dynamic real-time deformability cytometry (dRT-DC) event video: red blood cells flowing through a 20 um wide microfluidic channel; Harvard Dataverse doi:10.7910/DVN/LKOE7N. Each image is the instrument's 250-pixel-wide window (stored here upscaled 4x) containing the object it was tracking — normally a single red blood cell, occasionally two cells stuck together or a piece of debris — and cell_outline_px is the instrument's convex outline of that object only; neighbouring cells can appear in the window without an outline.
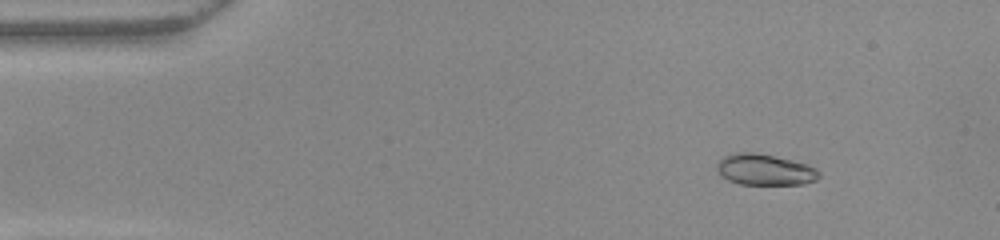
{"species": "common noctule bat (a hibernating species)", "species_latin": "Nyctalus noctula", "temperature_condition": "warm", "stored_images_in_passage": 52, "camera_frame_rate_fps": 3000, "um_per_image_px": 0.085, "animal": {"sex": "female", "body_mass_g": 22.0, "forearm_length_mm": 56.7}, "frame": {"image": 1, "passage_image": 7, "time_ms": 2.0, "image_size_px": [1000, 240], "cell_outline_px": [[820, 176], [816, 180], [804, 184], [740, 184], [728, 180], [720, 176], [716, 168], [716, 164], [724, 156], [736, 152], [756, 152], [808, 164], [816, 168], [820, 172]], "centroid_in_image_um": [65.0, 14.42], "position_along_channel_um": 20.0, "area_um2": 18.61}}
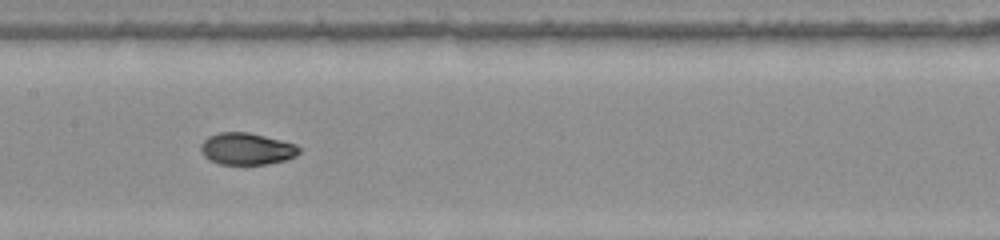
{"frame": {"image": 2, "passage_image": 26, "time_ms": 8.333, "image_size_px": [1000, 240], "cell_outline_px": [[300, 152], [296, 156], [288, 160], [268, 164], [220, 164], [208, 160], [200, 152], [200, 144], [208, 136], [220, 132], [248, 132], [296, 144], [300, 148]], "centroid_in_image_um": [20.96, 12.66], "position_along_channel_um": 186.4, "area_um2": 18.44}}
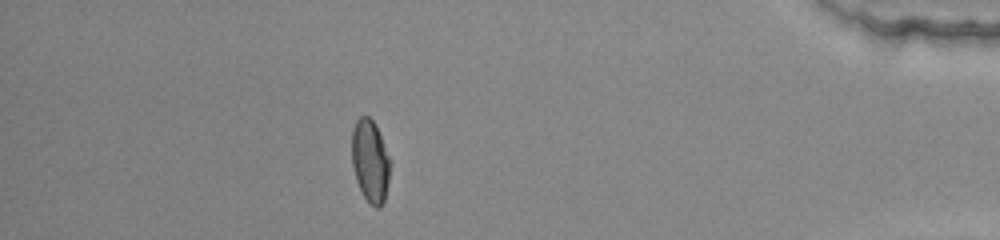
{"frame": {"image": 3, "passage_image": 46, "time_ms": 15.0, "image_size_px": [1000, 240], "cell_outline_px": [[388, 180], [384, 200], [380, 208], [376, 208], [364, 196], [356, 180], [352, 164], [352, 128], [356, 120], [360, 116], [368, 116], [376, 124], [388, 156]], "centroid_in_image_um": [31.43, 13.65], "position_along_channel_um": 403.8, "area_um2": 17.98}, "authors_computed_cell_mechanics": {"area_um2": 18.7272, "velocity_mm_per_s": 3.9835, "shape_relaxation_time_tau1_ms": 6.2082, "shape_relaxation_time_tau2_ms": 1.197, "deformation_change_tau1": 0.2259, "deformation_change_tau2": 0.0378}}